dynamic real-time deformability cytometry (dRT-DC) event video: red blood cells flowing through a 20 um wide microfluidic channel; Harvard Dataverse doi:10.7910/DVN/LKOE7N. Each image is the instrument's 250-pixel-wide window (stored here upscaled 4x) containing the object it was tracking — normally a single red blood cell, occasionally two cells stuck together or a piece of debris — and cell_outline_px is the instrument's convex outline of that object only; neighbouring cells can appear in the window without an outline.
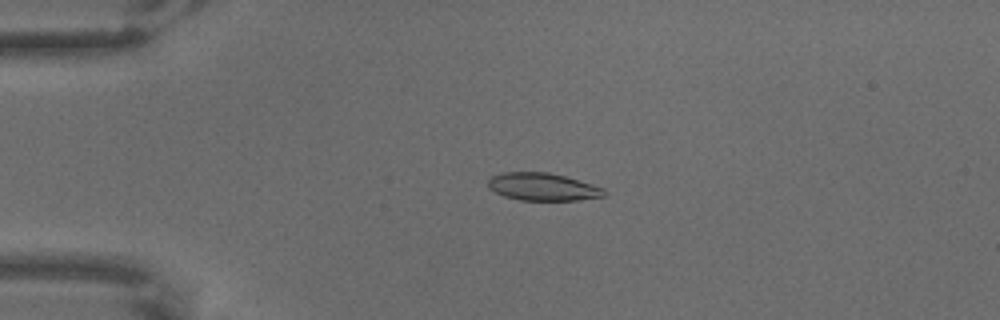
{"species": "common noctule bat (a hibernating species)", "species_latin": "Nyctalus noctula", "temperature_condition": "warm", "stored_images_in_passage": 6, "camera_frame_rate_fps": 3000, "um_per_image_px": 0.085, "animal": {"sex": "male", "body_mass_g": 18.8}, "frame": {"image": 1, "passage_image": 3, "time_ms": 0.667, "image_size_px": [1000, 320], "cell_outline_px": [[604, 196], [576, 200], [520, 200], [504, 196], [488, 188], [488, 180], [492, 176], [504, 172], [548, 172], [564, 176], [592, 184], [604, 188]], "centroid_in_image_um": [46.1, 15.87], "position_along_channel_um": 38.9, "area_um2": 18.5}}
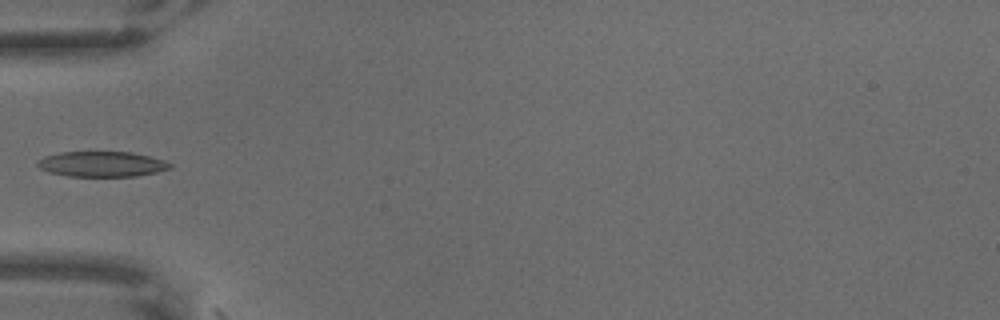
{"frame": {"image": 2, "passage_image": 5, "time_ms": 1.333, "image_size_px": [1000, 320], "cell_outline_px": [[172, 168], [156, 172], [136, 176], [68, 176], [48, 172], [40, 168], [36, 164], [36, 160], [44, 156], [60, 152], [132, 152], [164, 160], [172, 164]], "centroid_in_image_um": [8.63, 13.94], "position_along_channel_um": 76.4, "area_um2": 19.59}}